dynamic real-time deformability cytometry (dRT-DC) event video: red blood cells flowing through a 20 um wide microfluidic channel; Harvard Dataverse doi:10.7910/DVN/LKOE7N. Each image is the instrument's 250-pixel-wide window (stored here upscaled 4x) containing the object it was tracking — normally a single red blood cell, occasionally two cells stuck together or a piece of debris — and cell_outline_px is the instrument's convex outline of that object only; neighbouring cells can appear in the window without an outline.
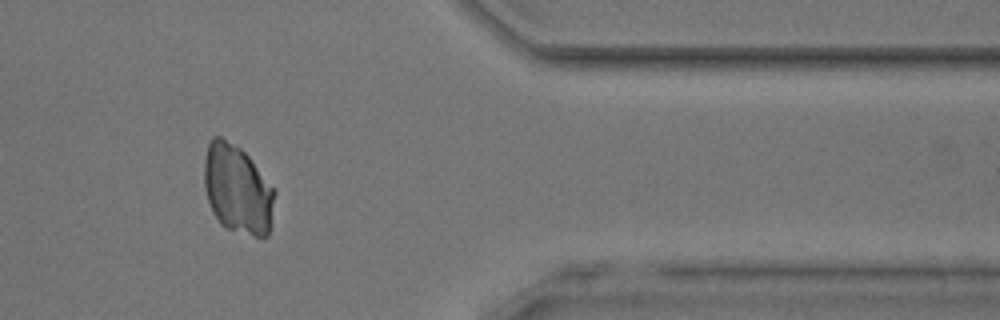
{"species": "common noctule bat (a hibernating species)", "species_latin": "Nyctalus noctula", "temperature_condition": "room temperature", "stored_images_in_passage": 50, "camera_frame_rate_fps": 3000, "um_per_image_px": 0.085, "animal": {"sex": "male", "body_mass_g": 17.9, "forearm_length_mm": 54.2}, "frame": {"image": 1, "passage_image": 43, "time_ms": 14.0, "image_size_px": [1000, 320], "cell_outline_px": [[276, 192], [268, 236], [256, 236], [228, 228], [220, 224], [212, 212], [204, 188], [204, 160], [208, 144], [212, 136], [220, 136], [236, 144], [248, 156]], "centroid_in_image_um": [20.16, 16.06], "position_along_channel_um": 391.2, "area_um2": 36.3}}